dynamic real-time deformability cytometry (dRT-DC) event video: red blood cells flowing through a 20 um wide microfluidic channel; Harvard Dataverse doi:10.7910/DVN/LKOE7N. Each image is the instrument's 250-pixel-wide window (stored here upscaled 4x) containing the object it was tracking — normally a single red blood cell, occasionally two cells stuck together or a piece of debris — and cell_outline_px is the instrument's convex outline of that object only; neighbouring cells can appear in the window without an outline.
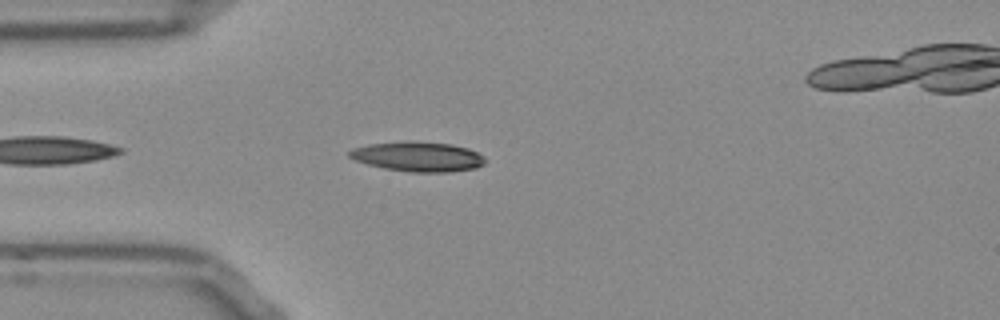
{"species": "Egyptian fruit bat (a non-hibernating species)", "species_latin": "Rousettus aegyptiacus", "temperature_condition": "room temperature", "stored_images_in_passage": 21, "camera_frame_rate_fps": 3000, "um_per_image_px": 0.085, "frame": {"image": 1, "passage_image": 4, "time_ms": 1.0, "image_size_px": [1000, 320], "cell_outline_px": [[484, 164], [476, 168], [448, 172], [408, 172], [384, 168], [368, 164], [356, 160], [348, 156], [348, 152], [352, 148], [368, 144], [408, 140], [412, 140], [452, 144], [468, 148], [484, 156]], "centroid_in_image_um": [35.51, 13.3], "position_along_channel_um": 49.5, "area_um2": 23.76}}